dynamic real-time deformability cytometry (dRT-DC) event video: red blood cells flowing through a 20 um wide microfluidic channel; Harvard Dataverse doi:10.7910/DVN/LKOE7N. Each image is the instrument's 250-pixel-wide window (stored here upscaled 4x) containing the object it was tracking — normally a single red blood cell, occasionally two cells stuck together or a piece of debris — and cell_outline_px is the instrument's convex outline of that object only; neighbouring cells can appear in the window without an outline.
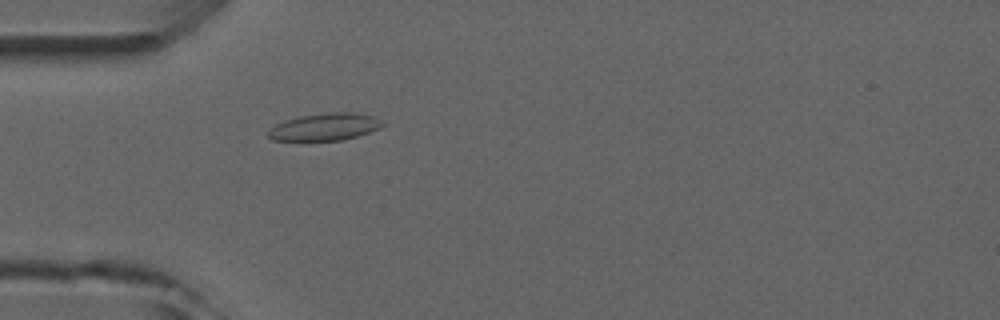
{"species": "common noctule bat (a hibernating species)", "species_latin": "Nyctalus noctula", "temperature_condition": "room temperature", "stored_images_in_passage": 5, "camera_frame_rate_fps": 3000, "um_per_image_px": 0.085, "animal": {"sex": "male", "forearm_length_mm": 52.5}, "frame": {"image": 1, "passage_image": 5, "time_ms": 4.667, "image_size_px": [1000, 320], "cell_outline_px": [[384, 124], [380, 128], [344, 140], [300, 144], [272, 140], [268, 136], [268, 132], [276, 124], [284, 120], [300, 116], [328, 112], [352, 112], [372, 116]], "centroid_in_image_um": [27.5, 10.85], "position_along_channel_um": 57.5, "area_um2": 18.9}}